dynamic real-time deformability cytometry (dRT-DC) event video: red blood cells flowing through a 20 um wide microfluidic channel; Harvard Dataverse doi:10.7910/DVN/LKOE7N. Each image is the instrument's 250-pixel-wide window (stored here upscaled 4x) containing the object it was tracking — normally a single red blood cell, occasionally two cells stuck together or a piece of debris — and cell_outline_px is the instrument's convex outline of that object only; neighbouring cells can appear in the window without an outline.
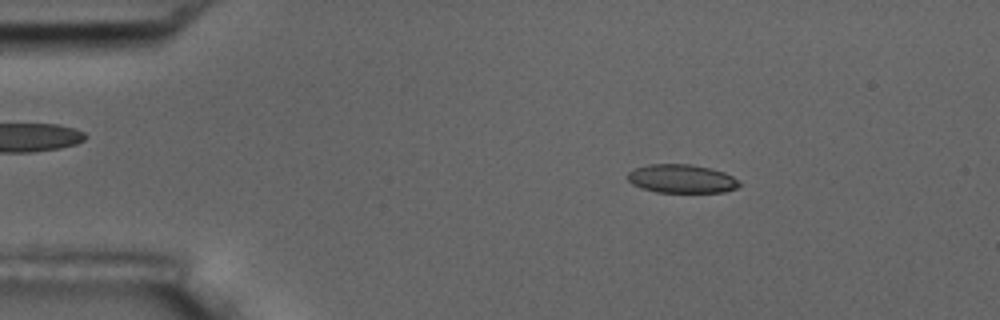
{"species": "common noctule bat (a hibernating species)", "species_latin": "Nyctalus noctula", "temperature_condition": "room temperature", "stored_images_in_passage": 8, "camera_frame_rate_fps": 3000, "um_per_image_px": 0.085, "animal": {"sex": "male", "body_mass_g": 17.5, "forearm_length_mm": 52.3}, "frame": {"image": 1, "passage_image": 2, "time_ms": 1.333, "image_size_px": [1000, 320], "cell_outline_px": [[740, 184], [736, 188], [724, 192], [656, 192], [640, 188], [632, 184], [628, 180], [628, 172], [636, 168], [648, 164], [692, 164], [724, 172], [740, 180]], "centroid_in_image_um": [57.93, 15.19], "position_along_channel_um": 27.1, "area_um2": 18.61}}
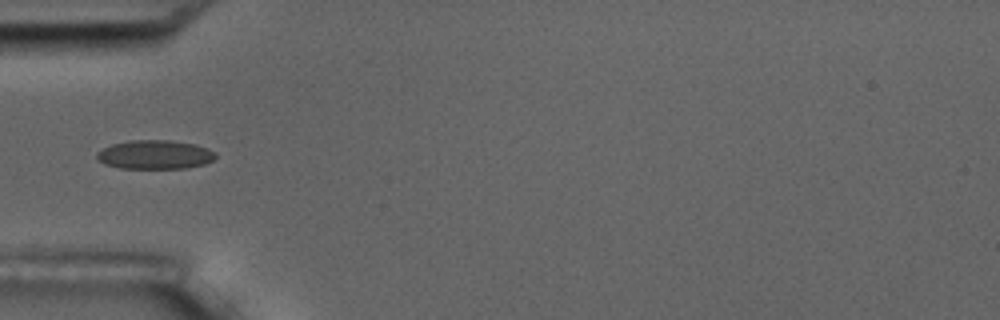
{"frame": {"image": 2, "passage_image": 5, "time_ms": 4.333, "image_size_px": [1000, 320], "cell_outline_px": [[216, 156], [212, 160], [204, 164], [184, 168], [120, 168], [104, 164], [96, 156], [96, 152], [112, 144], [128, 140], [168, 140], [196, 144], [208, 148], [216, 152]], "centroid_in_image_um": [13.17, 13.13], "position_along_channel_um": 71.8, "area_um2": 20.0}}
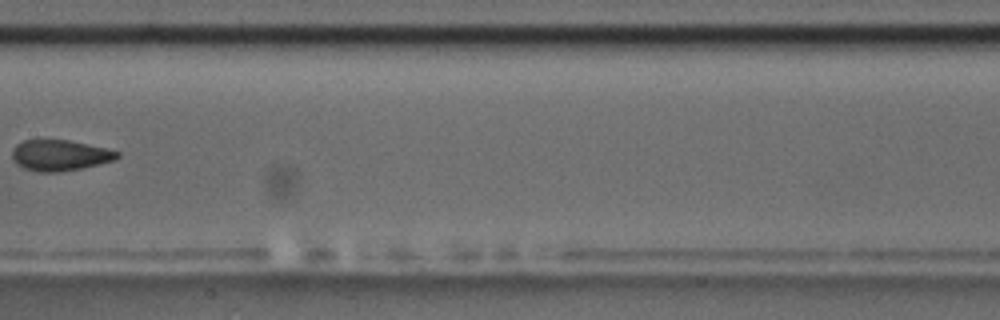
{"frame": {"image": 3, "passage_image": 8, "time_ms": 8.0, "image_size_px": [1000, 320], "cell_outline_px": [[120, 156], [116, 160], [80, 168], [60, 172], [36, 172], [24, 168], [16, 164], [12, 156], [12, 148], [16, 144], [24, 140], [68, 140], [104, 148], [120, 152]], "centroid_in_image_um": [5.06, 13.21], "position_along_channel_um": 202.3, "area_um2": 18.84}}